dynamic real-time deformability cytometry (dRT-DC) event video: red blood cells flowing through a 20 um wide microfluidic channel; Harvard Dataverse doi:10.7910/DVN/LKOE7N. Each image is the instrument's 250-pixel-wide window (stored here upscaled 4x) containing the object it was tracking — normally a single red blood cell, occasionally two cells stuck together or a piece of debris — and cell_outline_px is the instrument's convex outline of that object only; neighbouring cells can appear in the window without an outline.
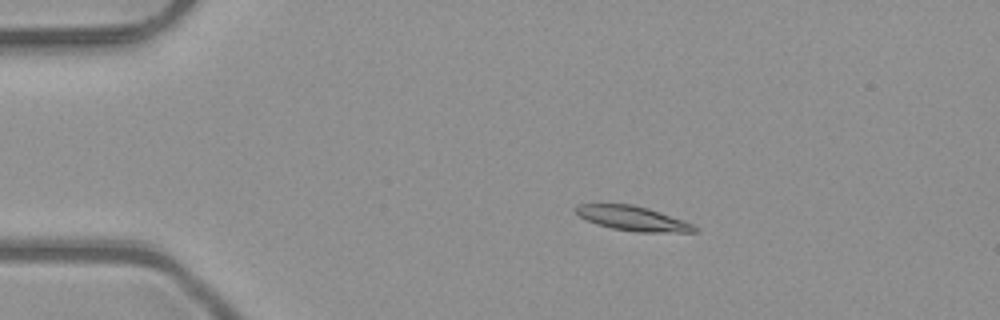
{"species": "common noctule bat (a hibernating species)", "species_latin": "Nyctalus noctula", "temperature_condition": "room temperature", "stored_images_in_passage": 4, "camera_frame_rate_fps": 3000, "um_per_image_px": 0.085, "animal": {"sex": "male", "body_mass_g": 23.1, "forearm_length_mm": 52.7}, "frame": {"image": 1, "passage_image": 2, "time_ms": 0.333, "image_size_px": [1000, 320], "cell_outline_px": [[700, 228], [696, 232], [636, 232], [612, 228], [596, 224], [580, 216], [572, 208], [576, 204], [632, 204], [648, 208], [684, 220]], "centroid_in_image_um": [53.79, 18.56], "position_along_channel_um": 31.2, "area_um2": 17.05}}
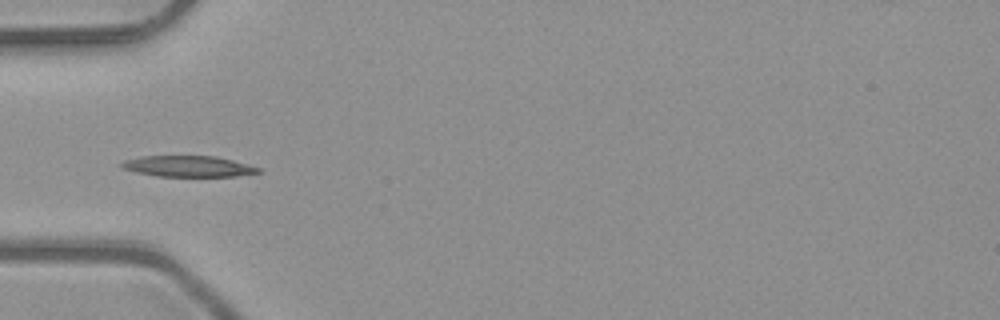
{"frame": {"image": 2, "passage_image": 4, "time_ms": 1.0, "image_size_px": [1000, 320], "cell_outline_px": [[264, 172], [236, 176], [156, 176], [136, 172], [124, 168], [120, 164], [124, 160], [140, 156], [216, 156], [248, 164], [260, 168]], "centroid_in_image_um": [16.04, 14.13], "position_along_channel_um": 69.0, "area_um2": 16.7}}